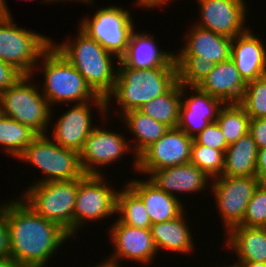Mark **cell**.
Returning <instances> with one entry per match:
<instances>
[{
    "label": "cell",
    "instance_id": "obj_1",
    "mask_svg": "<svg viewBox=\"0 0 266 267\" xmlns=\"http://www.w3.org/2000/svg\"><path fill=\"white\" fill-rule=\"evenodd\" d=\"M10 201L6 202L10 257L46 267L58 248L73 237L56 223L39 215L21 197Z\"/></svg>",
    "mask_w": 266,
    "mask_h": 267
},
{
    "label": "cell",
    "instance_id": "obj_2",
    "mask_svg": "<svg viewBox=\"0 0 266 267\" xmlns=\"http://www.w3.org/2000/svg\"><path fill=\"white\" fill-rule=\"evenodd\" d=\"M117 77L112 92L106 97V116L111 98L120 107V116L139 109L155 97L168 92L177 82V66H156L148 69L131 68L117 61Z\"/></svg>",
    "mask_w": 266,
    "mask_h": 267
},
{
    "label": "cell",
    "instance_id": "obj_3",
    "mask_svg": "<svg viewBox=\"0 0 266 267\" xmlns=\"http://www.w3.org/2000/svg\"><path fill=\"white\" fill-rule=\"evenodd\" d=\"M72 39L61 41L60 44L52 41V45L78 70L90 88L98 96L106 99L115 85L117 69L113 64H116L114 59L117 57L106 51L80 28L76 38Z\"/></svg>",
    "mask_w": 266,
    "mask_h": 267
},
{
    "label": "cell",
    "instance_id": "obj_4",
    "mask_svg": "<svg viewBox=\"0 0 266 267\" xmlns=\"http://www.w3.org/2000/svg\"><path fill=\"white\" fill-rule=\"evenodd\" d=\"M40 59L36 68L43 64L39 66L43 68L44 73L41 93L51 108L53 105L56 106V103L81 104L98 97L78 70L53 45L43 53Z\"/></svg>",
    "mask_w": 266,
    "mask_h": 267
},
{
    "label": "cell",
    "instance_id": "obj_5",
    "mask_svg": "<svg viewBox=\"0 0 266 267\" xmlns=\"http://www.w3.org/2000/svg\"><path fill=\"white\" fill-rule=\"evenodd\" d=\"M33 76L23 75L0 93V113L30 127L38 135H45L54 112L41 90L39 92L38 85L36 87L33 82Z\"/></svg>",
    "mask_w": 266,
    "mask_h": 267
},
{
    "label": "cell",
    "instance_id": "obj_6",
    "mask_svg": "<svg viewBox=\"0 0 266 267\" xmlns=\"http://www.w3.org/2000/svg\"><path fill=\"white\" fill-rule=\"evenodd\" d=\"M78 179L31 183L21 197L39 215L73 236Z\"/></svg>",
    "mask_w": 266,
    "mask_h": 267
},
{
    "label": "cell",
    "instance_id": "obj_7",
    "mask_svg": "<svg viewBox=\"0 0 266 267\" xmlns=\"http://www.w3.org/2000/svg\"><path fill=\"white\" fill-rule=\"evenodd\" d=\"M51 38L18 26L12 14L0 20V60L14 66L23 75H33Z\"/></svg>",
    "mask_w": 266,
    "mask_h": 267
},
{
    "label": "cell",
    "instance_id": "obj_8",
    "mask_svg": "<svg viewBox=\"0 0 266 267\" xmlns=\"http://www.w3.org/2000/svg\"><path fill=\"white\" fill-rule=\"evenodd\" d=\"M17 159L44 172V177L33 182L35 184L73 180L85 175L79 152L59 146L48 134L38 135Z\"/></svg>",
    "mask_w": 266,
    "mask_h": 267
},
{
    "label": "cell",
    "instance_id": "obj_9",
    "mask_svg": "<svg viewBox=\"0 0 266 267\" xmlns=\"http://www.w3.org/2000/svg\"><path fill=\"white\" fill-rule=\"evenodd\" d=\"M130 12L125 7L115 5L98 8L92 18H82L78 26L106 51L115 55L118 61L126 53L130 36L135 30Z\"/></svg>",
    "mask_w": 266,
    "mask_h": 267
},
{
    "label": "cell",
    "instance_id": "obj_10",
    "mask_svg": "<svg viewBox=\"0 0 266 267\" xmlns=\"http://www.w3.org/2000/svg\"><path fill=\"white\" fill-rule=\"evenodd\" d=\"M103 175H84L78 178V191L76 194L73 212V237L77 231L88 221H98L105 217L110 218L116 214L117 194L113 186L109 185ZM117 191V192H116ZM87 221V222H86Z\"/></svg>",
    "mask_w": 266,
    "mask_h": 267
},
{
    "label": "cell",
    "instance_id": "obj_11",
    "mask_svg": "<svg viewBox=\"0 0 266 267\" xmlns=\"http://www.w3.org/2000/svg\"><path fill=\"white\" fill-rule=\"evenodd\" d=\"M210 183H212L210 188L227 234L243 221L246 207L260 182L252 176H218Z\"/></svg>",
    "mask_w": 266,
    "mask_h": 267
},
{
    "label": "cell",
    "instance_id": "obj_12",
    "mask_svg": "<svg viewBox=\"0 0 266 267\" xmlns=\"http://www.w3.org/2000/svg\"><path fill=\"white\" fill-rule=\"evenodd\" d=\"M110 130L97 125L85 140L83 149L79 152L80 164L85 175H103L99 168L118 161L125 153H133L135 158L132 165L137 172L138 158L131 148L132 145L123 133Z\"/></svg>",
    "mask_w": 266,
    "mask_h": 267
},
{
    "label": "cell",
    "instance_id": "obj_13",
    "mask_svg": "<svg viewBox=\"0 0 266 267\" xmlns=\"http://www.w3.org/2000/svg\"><path fill=\"white\" fill-rule=\"evenodd\" d=\"M92 105H97V110L100 111L101 116L105 117V120L109 118L106 117V99L101 96L92 101L73 104L57 119L55 125H52L51 134L53 136H51V139L61 147L80 152L83 149L85 140L95 128L92 119L93 114H91Z\"/></svg>",
    "mask_w": 266,
    "mask_h": 267
},
{
    "label": "cell",
    "instance_id": "obj_14",
    "mask_svg": "<svg viewBox=\"0 0 266 267\" xmlns=\"http://www.w3.org/2000/svg\"><path fill=\"white\" fill-rule=\"evenodd\" d=\"M193 141L179 127L169 128L138 157L137 172L148 175L151 171L189 163Z\"/></svg>",
    "mask_w": 266,
    "mask_h": 267
},
{
    "label": "cell",
    "instance_id": "obj_15",
    "mask_svg": "<svg viewBox=\"0 0 266 267\" xmlns=\"http://www.w3.org/2000/svg\"><path fill=\"white\" fill-rule=\"evenodd\" d=\"M200 20L194 25L230 38L243 34L247 4L244 0H197Z\"/></svg>",
    "mask_w": 266,
    "mask_h": 267
},
{
    "label": "cell",
    "instance_id": "obj_16",
    "mask_svg": "<svg viewBox=\"0 0 266 267\" xmlns=\"http://www.w3.org/2000/svg\"><path fill=\"white\" fill-rule=\"evenodd\" d=\"M110 227L109 236L114 253L106 259L119 265L123 259L146 265L158 255L150 229L132 227L118 220Z\"/></svg>",
    "mask_w": 266,
    "mask_h": 267
},
{
    "label": "cell",
    "instance_id": "obj_17",
    "mask_svg": "<svg viewBox=\"0 0 266 267\" xmlns=\"http://www.w3.org/2000/svg\"><path fill=\"white\" fill-rule=\"evenodd\" d=\"M194 92L191 96H186L187 89ZM224 103L196 86L187 87L181 84V104L179 109L178 126L188 136L194 138L209 123L215 122L220 109Z\"/></svg>",
    "mask_w": 266,
    "mask_h": 267
},
{
    "label": "cell",
    "instance_id": "obj_18",
    "mask_svg": "<svg viewBox=\"0 0 266 267\" xmlns=\"http://www.w3.org/2000/svg\"><path fill=\"white\" fill-rule=\"evenodd\" d=\"M147 177L157 188L174 197L178 196L176 193L194 194L204 191L212 181L204 171L190 162L151 171Z\"/></svg>",
    "mask_w": 266,
    "mask_h": 267
},
{
    "label": "cell",
    "instance_id": "obj_19",
    "mask_svg": "<svg viewBox=\"0 0 266 267\" xmlns=\"http://www.w3.org/2000/svg\"><path fill=\"white\" fill-rule=\"evenodd\" d=\"M231 59L246 83L266 75V48L249 29L232 39Z\"/></svg>",
    "mask_w": 266,
    "mask_h": 267
},
{
    "label": "cell",
    "instance_id": "obj_20",
    "mask_svg": "<svg viewBox=\"0 0 266 267\" xmlns=\"http://www.w3.org/2000/svg\"><path fill=\"white\" fill-rule=\"evenodd\" d=\"M246 85L234 61L230 58L215 64L214 69L196 87L218 98L224 104H238L243 97Z\"/></svg>",
    "mask_w": 266,
    "mask_h": 267
},
{
    "label": "cell",
    "instance_id": "obj_21",
    "mask_svg": "<svg viewBox=\"0 0 266 267\" xmlns=\"http://www.w3.org/2000/svg\"><path fill=\"white\" fill-rule=\"evenodd\" d=\"M138 32H132L126 53L119 59L124 65L137 69L177 66L175 52L160 49L150 33Z\"/></svg>",
    "mask_w": 266,
    "mask_h": 267
},
{
    "label": "cell",
    "instance_id": "obj_22",
    "mask_svg": "<svg viewBox=\"0 0 266 267\" xmlns=\"http://www.w3.org/2000/svg\"><path fill=\"white\" fill-rule=\"evenodd\" d=\"M130 180V181H128ZM127 184L140 196L152 224L178 217L185 209L180 197H174L157 188L148 179L132 178Z\"/></svg>",
    "mask_w": 266,
    "mask_h": 267
},
{
    "label": "cell",
    "instance_id": "obj_23",
    "mask_svg": "<svg viewBox=\"0 0 266 267\" xmlns=\"http://www.w3.org/2000/svg\"><path fill=\"white\" fill-rule=\"evenodd\" d=\"M185 44L175 55H197L215 64L231 58L232 38L192 25Z\"/></svg>",
    "mask_w": 266,
    "mask_h": 267
},
{
    "label": "cell",
    "instance_id": "obj_24",
    "mask_svg": "<svg viewBox=\"0 0 266 267\" xmlns=\"http://www.w3.org/2000/svg\"><path fill=\"white\" fill-rule=\"evenodd\" d=\"M185 214L187 211L184 210L174 219L151 225L150 231L157 251L162 248V251L164 249L176 254H188L195 250Z\"/></svg>",
    "mask_w": 266,
    "mask_h": 267
},
{
    "label": "cell",
    "instance_id": "obj_25",
    "mask_svg": "<svg viewBox=\"0 0 266 267\" xmlns=\"http://www.w3.org/2000/svg\"><path fill=\"white\" fill-rule=\"evenodd\" d=\"M225 236L238 261L266 262V227L236 226Z\"/></svg>",
    "mask_w": 266,
    "mask_h": 267
},
{
    "label": "cell",
    "instance_id": "obj_26",
    "mask_svg": "<svg viewBox=\"0 0 266 267\" xmlns=\"http://www.w3.org/2000/svg\"><path fill=\"white\" fill-rule=\"evenodd\" d=\"M258 146L249 132L228 145L221 176L256 177Z\"/></svg>",
    "mask_w": 266,
    "mask_h": 267
},
{
    "label": "cell",
    "instance_id": "obj_27",
    "mask_svg": "<svg viewBox=\"0 0 266 267\" xmlns=\"http://www.w3.org/2000/svg\"><path fill=\"white\" fill-rule=\"evenodd\" d=\"M119 117L135 137L131 148L137 158L169 129L164 123L152 119L139 109L127 111Z\"/></svg>",
    "mask_w": 266,
    "mask_h": 267
},
{
    "label": "cell",
    "instance_id": "obj_28",
    "mask_svg": "<svg viewBox=\"0 0 266 267\" xmlns=\"http://www.w3.org/2000/svg\"><path fill=\"white\" fill-rule=\"evenodd\" d=\"M180 104L181 83L177 82L168 92L150 100L139 110L169 128H174L178 126Z\"/></svg>",
    "mask_w": 266,
    "mask_h": 267
},
{
    "label": "cell",
    "instance_id": "obj_29",
    "mask_svg": "<svg viewBox=\"0 0 266 267\" xmlns=\"http://www.w3.org/2000/svg\"><path fill=\"white\" fill-rule=\"evenodd\" d=\"M116 214L119 222L132 227L150 229L152 225L142 199L127 183L118 191Z\"/></svg>",
    "mask_w": 266,
    "mask_h": 267
},
{
    "label": "cell",
    "instance_id": "obj_30",
    "mask_svg": "<svg viewBox=\"0 0 266 267\" xmlns=\"http://www.w3.org/2000/svg\"><path fill=\"white\" fill-rule=\"evenodd\" d=\"M37 136L30 127L0 113V145L7 155L18 158Z\"/></svg>",
    "mask_w": 266,
    "mask_h": 267
},
{
    "label": "cell",
    "instance_id": "obj_31",
    "mask_svg": "<svg viewBox=\"0 0 266 267\" xmlns=\"http://www.w3.org/2000/svg\"><path fill=\"white\" fill-rule=\"evenodd\" d=\"M249 121L250 117L239 104H224L216 120L228 145L248 133Z\"/></svg>",
    "mask_w": 266,
    "mask_h": 267
},
{
    "label": "cell",
    "instance_id": "obj_32",
    "mask_svg": "<svg viewBox=\"0 0 266 267\" xmlns=\"http://www.w3.org/2000/svg\"><path fill=\"white\" fill-rule=\"evenodd\" d=\"M178 82L187 87L197 86L215 67V63L197 55H175Z\"/></svg>",
    "mask_w": 266,
    "mask_h": 267
},
{
    "label": "cell",
    "instance_id": "obj_33",
    "mask_svg": "<svg viewBox=\"0 0 266 267\" xmlns=\"http://www.w3.org/2000/svg\"><path fill=\"white\" fill-rule=\"evenodd\" d=\"M224 157L225 153L223 151L193 141L190 163L204 171L211 179L223 174Z\"/></svg>",
    "mask_w": 266,
    "mask_h": 267
},
{
    "label": "cell",
    "instance_id": "obj_34",
    "mask_svg": "<svg viewBox=\"0 0 266 267\" xmlns=\"http://www.w3.org/2000/svg\"><path fill=\"white\" fill-rule=\"evenodd\" d=\"M238 104L250 119L266 118V75L247 83Z\"/></svg>",
    "mask_w": 266,
    "mask_h": 267
},
{
    "label": "cell",
    "instance_id": "obj_35",
    "mask_svg": "<svg viewBox=\"0 0 266 267\" xmlns=\"http://www.w3.org/2000/svg\"><path fill=\"white\" fill-rule=\"evenodd\" d=\"M239 226L266 227V183H260L254 190Z\"/></svg>",
    "mask_w": 266,
    "mask_h": 267
},
{
    "label": "cell",
    "instance_id": "obj_36",
    "mask_svg": "<svg viewBox=\"0 0 266 267\" xmlns=\"http://www.w3.org/2000/svg\"><path fill=\"white\" fill-rule=\"evenodd\" d=\"M194 140L201 145L209 146L213 149L223 151L225 153L228 144L224 138L223 132L218 123H209Z\"/></svg>",
    "mask_w": 266,
    "mask_h": 267
},
{
    "label": "cell",
    "instance_id": "obj_37",
    "mask_svg": "<svg viewBox=\"0 0 266 267\" xmlns=\"http://www.w3.org/2000/svg\"><path fill=\"white\" fill-rule=\"evenodd\" d=\"M9 228L6 219V201L0 204V257H10Z\"/></svg>",
    "mask_w": 266,
    "mask_h": 267
},
{
    "label": "cell",
    "instance_id": "obj_38",
    "mask_svg": "<svg viewBox=\"0 0 266 267\" xmlns=\"http://www.w3.org/2000/svg\"><path fill=\"white\" fill-rule=\"evenodd\" d=\"M23 74L14 66L0 60V93L16 83Z\"/></svg>",
    "mask_w": 266,
    "mask_h": 267
},
{
    "label": "cell",
    "instance_id": "obj_39",
    "mask_svg": "<svg viewBox=\"0 0 266 267\" xmlns=\"http://www.w3.org/2000/svg\"><path fill=\"white\" fill-rule=\"evenodd\" d=\"M248 132L257 143L258 149L266 147V118L250 119Z\"/></svg>",
    "mask_w": 266,
    "mask_h": 267
},
{
    "label": "cell",
    "instance_id": "obj_40",
    "mask_svg": "<svg viewBox=\"0 0 266 267\" xmlns=\"http://www.w3.org/2000/svg\"><path fill=\"white\" fill-rule=\"evenodd\" d=\"M256 178L260 183H266V147L258 150Z\"/></svg>",
    "mask_w": 266,
    "mask_h": 267
},
{
    "label": "cell",
    "instance_id": "obj_41",
    "mask_svg": "<svg viewBox=\"0 0 266 267\" xmlns=\"http://www.w3.org/2000/svg\"><path fill=\"white\" fill-rule=\"evenodd\" d=\"M171 0H136L135 4H137V6L139 5V7H143V8H160L163 6V4H168ZM173 1V0H172Z\"/></svg>",
    "mask_w": 266,
    "mask_h": 267
},
{
    "label": "cell",
    "instance_id": "obj_42",
    "mask_svg": "<svg viewBox=\"0 0 266 267\" xmlns=\"http://www.w3.org/2000/svg\"><path fill=\"white\" fill-rule=\"evenodd\" d=\"M235 263H237L239 267H266V262L237 261Z\"/></svg>",
    "mask_w": 266,
    "mask_h": 267
},
{
    "label": "cell",
    "instance_id": "obj_43",
    "mask_svg": "<svg viewBox=\"0 0 266 267\" xmlns=\"http://www.w3.org/2000/svg\"><path fill=\"white\" fill-rule=\"evenodd\" d=\"M7 267H38L34 264L27 263V262H22V261H17V260H11L8 264Z\"/></svg>",
    "mask_w": 266,
    "mask_h": 267
},
{
    "label": "cell",
    "instance_id": "obj_44",
    "mask_svg": "<svg viewBox=\"0 0 266 267\" xmlns=\"http://www.w3.org/2000/svg\"><path fill=\"white\" fill-rule=\"evenodd\" d=\"M9 10L10 9L7 6L6 0H0V20L7 15H11Z\"/></svg>",
    "mask_w": 266,
    "mask_h": 267
},
{
    "label": "cell",
    "instance_id": "obj_45",
    "mask_svg": "<svg viewBox=\"0 0 266 267\" xmlns=\"http://www.w3.org/2000/svg\"><path fill=\"white\" fill-rule=\"evenodd\" d=\"M103 262H99L98 264H96L93 267H121L119 264H117L116 262L110 261V260H106ZM92 267V266H91Z\"/></svg>",
    "mask_w": 266,
    "mask_h": 267
},
{
    "label": "cell",
    "instance_id": "obj_46",
    "mask_svg": "<svg viewBox=\"0 0 266 267\" xmlns=\"http://www.w3.org/2000/svg\"><path fill=\"white\" fill-rule=\"evenodd\" d=\"M41 1L44 2V3H45V2H46V3H49V2L54 3L55 1L58 2V3H59L60 1H61V2H65V1H69V2H73V1H76V2H77V1H78V2H79V1H80L81 3L83 2V3H86V4H88V5L90 4V6H91V4H92V6H93L95 0H41Z\"/></svg>",
    "mask_w": 266,
    "mask_h": 267
},
{
    "label": "cell",
    "instance_id": "obj_47",
    "mask_svg": "<svg viewBox=\"0 0 266 267\" xmlns=\"http://www.w3.org/2000/svg\"><path fill=\"white\" fill-rule=\"evenodd\" d=\"M12 260L11 257H0V267H7V264Z\"/></svg>",
    "mask_w": 266,
    "mask_h": 267
},
{
    "label": "cell",
    "instance_id": "obj_48",
    "mask_svg": "<svg viewBox=\"0 0 266 267\" xmlns=\"http://www.w3.org/2000/svg\"><path fill=\"white\" fill-rule=\"evenodd\" d=\"M225 267H239V266H238L237 263H234L233 265L231 264V265H229V266H226V265H225Z\"/></svg>",
    "mask_w": 266,
    "mask_h": 267
}]
</instances>
